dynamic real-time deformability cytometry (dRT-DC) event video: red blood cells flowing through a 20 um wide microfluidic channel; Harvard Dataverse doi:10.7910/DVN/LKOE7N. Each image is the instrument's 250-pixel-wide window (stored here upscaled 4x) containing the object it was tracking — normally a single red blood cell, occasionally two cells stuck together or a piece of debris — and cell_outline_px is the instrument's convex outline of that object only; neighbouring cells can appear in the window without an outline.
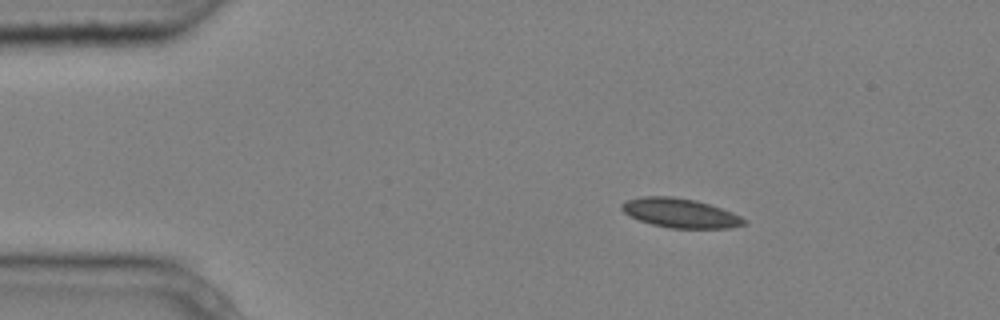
{"species": "common noctule bat (a hibernating species)", "species_latin": "Nyctalus noctula", "temperature_condition": "cold", "stored_images_in_passage": 3, "camera_frame_rate_fps": 3000, "um_per_image_px": 0.085, "animal": {"sex": "male", "body_mass_g": 20.4}, "frame": {"image": 1, "passage_image": 1, "time_ms": 0.0, "image_size_px": [1000, 320], "cell_outline_px": [[748, 224], [728, 228], [672, 228], [652, 224], [628, 216], [620, 208], [620, 204], [624, 200], [644, 196], [672, 196], [696, 200], [732, 212], [748, 220]], "centroid_in_image_um": [57.8, 18.1], "position_along_channel_um": 27.2, "area_um2": 20.98}}
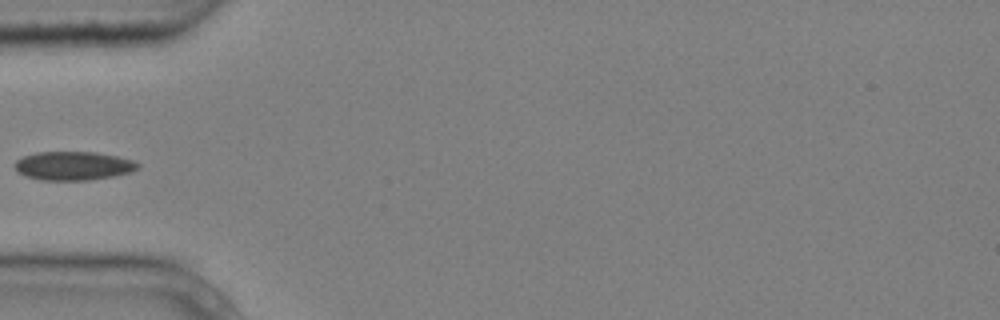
{"frame": {"image": 2, "passage_image": 3, "time_ms": 0.667, "image_size_px": [1000, 320], "cell_outline_px": [[140, 168], [132, 172], [112, 176], [88, 180], [40, 180], [24, 176], [12, 164], [16, 160], [24, 156], [36, 152], [96, 152], [116, 156], [132, 160], [140, 164]], "centroid_in_image_um": [6.23, 14.09], "position_along_channel_um": 78.8, "area_um2": 20.63}}